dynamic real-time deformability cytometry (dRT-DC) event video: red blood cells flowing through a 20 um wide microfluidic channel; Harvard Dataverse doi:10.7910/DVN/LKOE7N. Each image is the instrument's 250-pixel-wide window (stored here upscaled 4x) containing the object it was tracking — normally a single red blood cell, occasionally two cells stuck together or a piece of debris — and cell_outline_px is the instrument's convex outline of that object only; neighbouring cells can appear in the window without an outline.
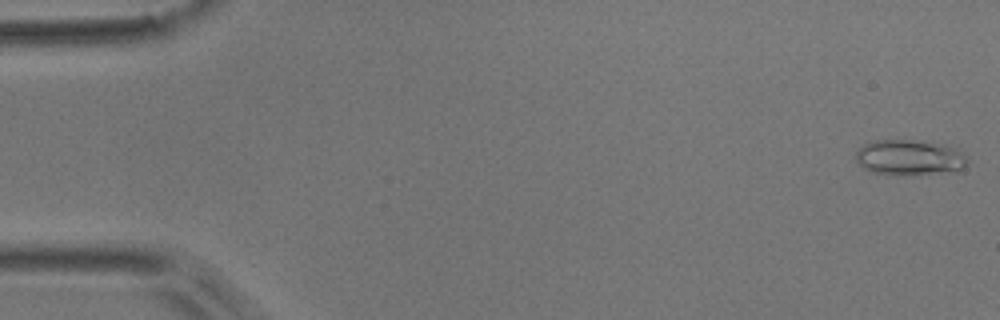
{"species": "common noctule bat (a hibernating species)", "species_latin": "Nyctalus noctula", "temperature_condition": "room temperature", "stored_images_in_passage": 5, "camera_frame_rate_fps": 3000, "um_per_image_px": 0.085, "animal": {"sex": "male", "body_mass_g": 17.9}, "frame": {"image": 1, "passage_image": 1, "time_ms": 0.0, "image_size_px": [1000, 320], "cell_outline_px": [[968, 164], [964, 168], [956, 172], [904, 176], [888, 176], [872, 172], [864, 168], [856, 160], [856, 148], [868, 140], [912, 140], [944, 144], [956, 148], [968, 156]], "centroid_in_image_um": [77.32, 13.41], "position_along_channel_um": 7.7, "area_um2": 24.1}}